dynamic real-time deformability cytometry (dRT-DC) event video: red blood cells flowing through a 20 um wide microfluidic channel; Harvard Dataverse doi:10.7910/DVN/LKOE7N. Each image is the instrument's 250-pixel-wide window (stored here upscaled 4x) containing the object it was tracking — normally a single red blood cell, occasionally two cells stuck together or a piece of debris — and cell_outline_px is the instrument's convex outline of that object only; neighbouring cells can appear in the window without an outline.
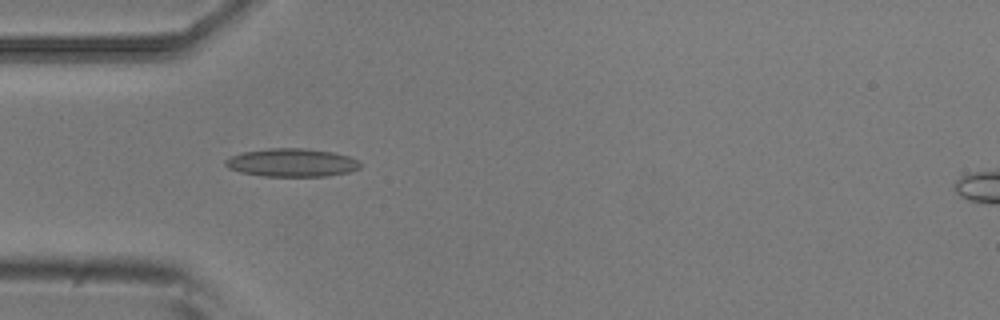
{"species": "common noctule bat (a hibernating species)", "species_latin": "Nyctalus noctula", "temperature_condition": "room temperature", "stored_images_in_passage": 6, "camera_frame_rate_fps": 3000, "um_per_image_px": 0.085, "animal": {"sex": "male", "body_mass_g": 20.5, "forearm_length_mm": 52.5}, "frame": {"image": 1, "passage_image": 4, "time_ms": 1.0, "image_size_px": [1000, 320], "cell_outline_px": [[360, 168], [348, 172], [328, 176], [264, 176], [240, 172], [228, 168], [224, 164], [224, 160], [232, 156], [244, 152], [268, 148], [304, 148], [332, 152], [348, 156], [360, 160]], "centroid_in_image_um": [24.81, 13.82], "position_along_channel_um": 60.2, "area_um2": 22.14}}
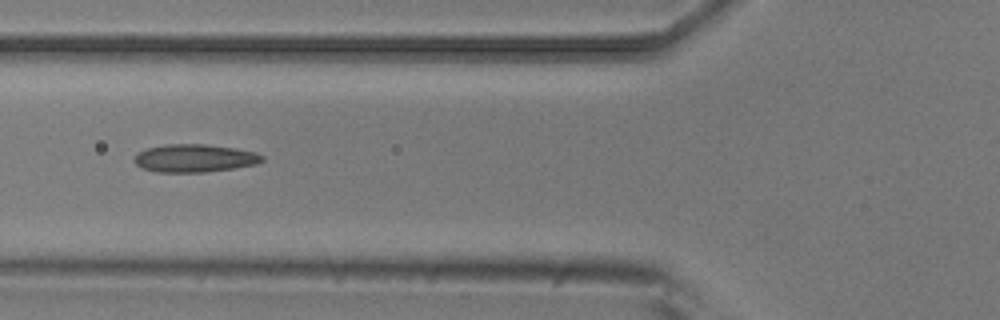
{"frame": {"image": 2, "passage_image": 5, "time_ms": 1.333, "image_size_px": [1000, 320], "cell_outline_px": [[264, 160], [256, 164], [232, 168], [204, 172], [156, 172], [144, 168], [136, 164], [132, 160], [136, 152], [148, 148], [164, 144], [204, 144], [236, 148], [256, 152], [264, 156]], "centroid_in_image_um": [16.52, 13.44], "position_along_channel_um": 109.3, "area_um2": 20.87}}
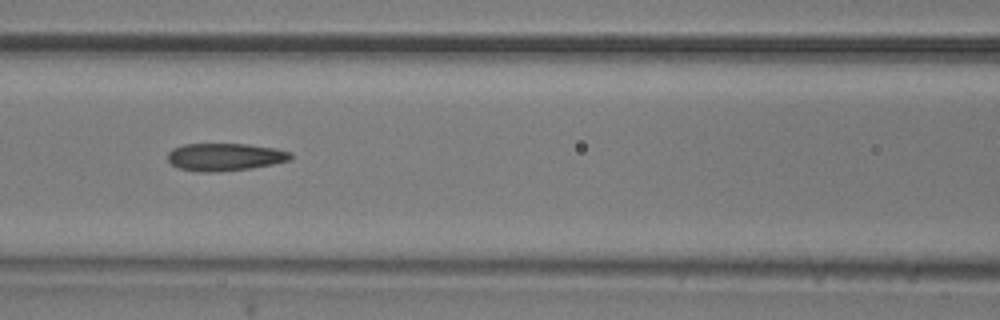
{"frame": {"image": 3, "passage_image": 6, "time_ms": 1.667, "image_size_px": [1000, 320], "cell_outline_px": [[292, 160], [272, 164], [248, 168], [212, 172], [200, 172], [180, 168], [172, 164], [168, 160], [168, 152], [172, 148], [184, 144], [248, 144], [276, 148], [292, 152]], "centroid_in_image_um": [19.14, 13.33], "position_along_channel_um": 147.5, "area_um2": 19.71}}